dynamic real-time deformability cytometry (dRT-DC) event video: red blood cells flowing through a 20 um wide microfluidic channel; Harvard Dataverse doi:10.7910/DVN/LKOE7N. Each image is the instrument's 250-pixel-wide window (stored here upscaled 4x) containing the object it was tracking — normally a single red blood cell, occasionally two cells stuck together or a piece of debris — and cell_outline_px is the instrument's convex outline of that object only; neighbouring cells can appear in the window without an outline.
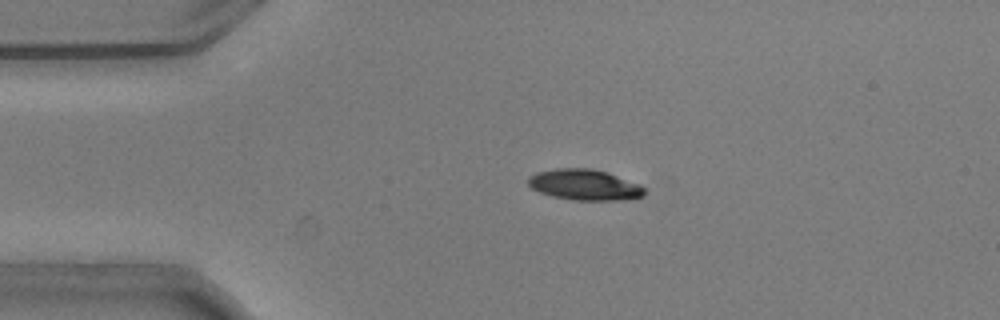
{"species": "common noctule bat (a hibernating species)", "species_latin": "Nyctalus noctula", "temperature_condition": "warm", "stored_images_in_passage": 50, "camera_frame_rate_fps": 3000, "um_per_image_px": 0.085, "animal": {"sex": "male", "body_mass_g": 20.5, "forearm_length_mm": 52.5}, "frame": {"image": 1, "passage_image": 7, "time_ms": 2.0, "image_size_px": [1000, 320], "cell_outline_px": [[644, 196], [632, 200], [572, 200], [552, 196], [540, 192], [532, 188], [528, 184], [528, 176], [536, 172], [556, 168], [592, 168], [608, 172], [640, 184], [644, 188]], "centroid_in_image_um": [49.71, 15.71], "position_along_channel_um": 35.3, "area_um2": 21.15}}
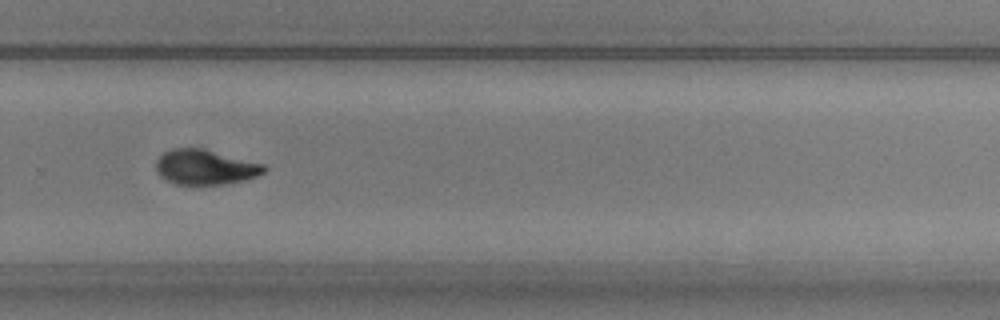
{"frame": {"image": 2, "passage_image": 32, "time_ms": 10.333, "image_size_px": [1000, 320], "cell_outline_px": [[268, 168], [264, 172], [256, 176], [224, 184], [176, 184], [164, 180], [160, 176], [156, 168], [156, 160], [164, 152], [172, 148], [204, 148], [264, 164]], "centroid_in_image_um": [17.42, 14.19], "position_along_channel_um": 312.4, "area_um2": 21.96}}
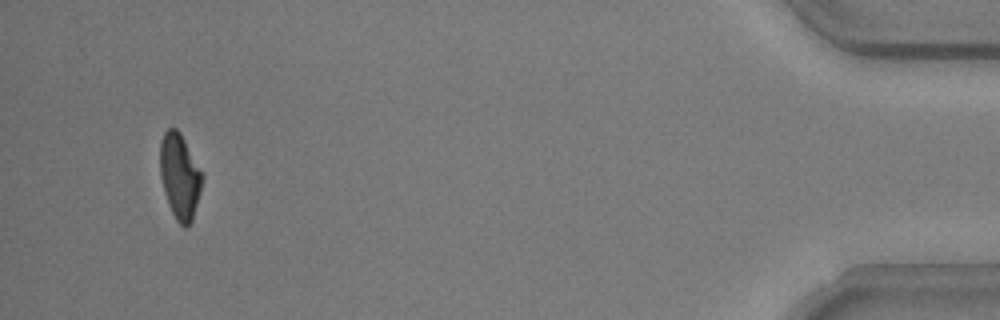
{"frame": {"image": 3, "passage_image": 47, "time_ms": 15.333, "image_size_px": [1000, 320], "cell_outline_px": [[204, 176], [200, 192], [192, 220], [184, 228], [176, 220], [168, 204], [160, 176], [160, 144], [164, 132], [168, 128], [176, 128], [180, 132]], "centroid_in_image_um": [15.27, 14.97], "position_along_channel_um": 419.9, "area_um2": 20.75}, "authors_computed_cell_mechanics": {"area_um2": 21.9929, "velocity_mm_per_s": 3.7286, "shape_relaxation_time_tau1_ms": 2.952, "shape_relaxation_time_tau2_ms": 2.9992, "deformation_change_tau1": 0.1423, "deformation_change_tau2": 0.0583}}